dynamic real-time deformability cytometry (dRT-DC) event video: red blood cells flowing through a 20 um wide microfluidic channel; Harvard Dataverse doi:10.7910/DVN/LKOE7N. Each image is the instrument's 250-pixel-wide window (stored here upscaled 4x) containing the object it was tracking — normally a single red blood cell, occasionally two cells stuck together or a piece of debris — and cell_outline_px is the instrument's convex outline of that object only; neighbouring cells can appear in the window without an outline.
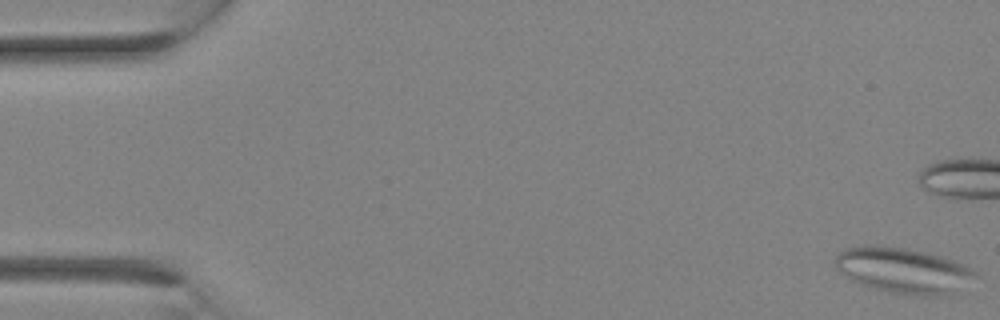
{"species": "Egyptian fruit bat (a non-hibernating species)", "species_latin": "Rousettus aegyptiacus", "temperature_condition": "room temperature", "stored_images_in_passage": 12, "camera_frame_rate_fps": 3000, "um_per_image_px": 0.085, "animal": {"sex": "female"}, "frame": {"image": 1, "passage_image": 1, "time_ms": 0.0, "image_size_px": [1000, 320], "cell_outline_px": [[980, 272], [976, 276], [948, 292], [940, 296], [924, 296], [892, 292], [868, 288], [852, 280], [840, 272], [836, 268], [836, 256], [844, 248], [868, 244], [876, 244], [904, 248], [924, 252], [940, 256], [964, 264]], "centroid_in_image_um": [76.7, 22.95], "position_along_channel_um": 8.3, "area_um2": 36.76}}